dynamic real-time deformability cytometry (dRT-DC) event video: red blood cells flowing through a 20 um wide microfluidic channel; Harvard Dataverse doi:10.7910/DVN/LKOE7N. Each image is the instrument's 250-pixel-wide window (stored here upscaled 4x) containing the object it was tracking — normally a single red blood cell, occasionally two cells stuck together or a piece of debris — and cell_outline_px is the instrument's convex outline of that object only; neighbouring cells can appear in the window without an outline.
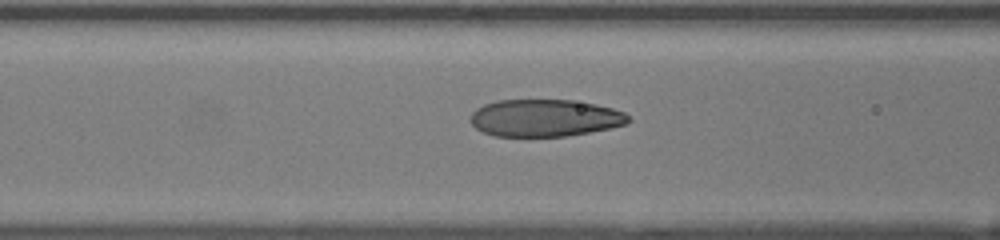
{"species": "human", "species_latin": "Homo sapiens", "temperature_condition": "room temperature", "stored_images_in_passage": 17, "camera_frame_rate_fps": 3000, "um_per_image_px": 0.085, "donor": {"sex": "female"}, "frame": {"image": 1, "passage_image": 15, "time_ms": 4.667, "image_size_px": [1000, 240], "cell_outline_px": [[632, 120], [628, 124], [612, 128], [564, 136], [496, 136], [484, 132], [476, 128], [468, 120], [472, 112], [476, 108], [484, 104], [496, 100], [572, 100], [596, 104], [612, 108], [624, 112]], "centroid_in_image_um": [46.31, 10.02], "position_along_channel_um": 120.3, "area_um2": 34.39}}